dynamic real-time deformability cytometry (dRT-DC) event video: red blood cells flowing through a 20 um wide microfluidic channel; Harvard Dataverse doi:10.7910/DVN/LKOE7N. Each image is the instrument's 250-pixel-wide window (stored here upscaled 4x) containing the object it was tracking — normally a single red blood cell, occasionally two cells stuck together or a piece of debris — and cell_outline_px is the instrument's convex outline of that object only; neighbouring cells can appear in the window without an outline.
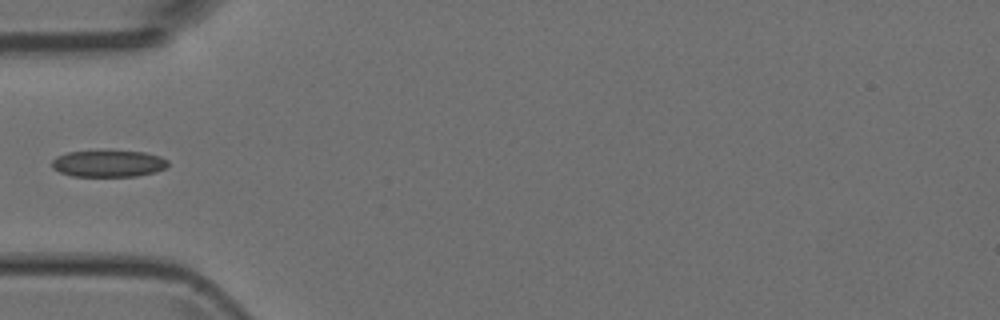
{"species": "Egyptian fruit bat (a non-hibernating species)", "species_latin": "Rousettus aegyptiacus", "temperature_condition": "room temperature", "stored_images_in_passage": 6, "camera_frame_rate_fps": 3000, "um_per_image_px": 0.085, "animal": {"sex": "female"}, "frame": {"image": 1, "passage_image": 5, "time_ms": 4.667, "image_size_px": [1000, 320], "cell_outline_px": [[168, 164], [164, 168], [156, 172], [136, 176], [72, 176], [60, 172], [52, 168], [52, 160], [56, 156], [68, 152], [144, 152], [160, 156], [168, 160]], "centroid_in_image_um": [9.21, 13.92], "position_along_channel_um": 75.8, "area_um2": 17.74}}
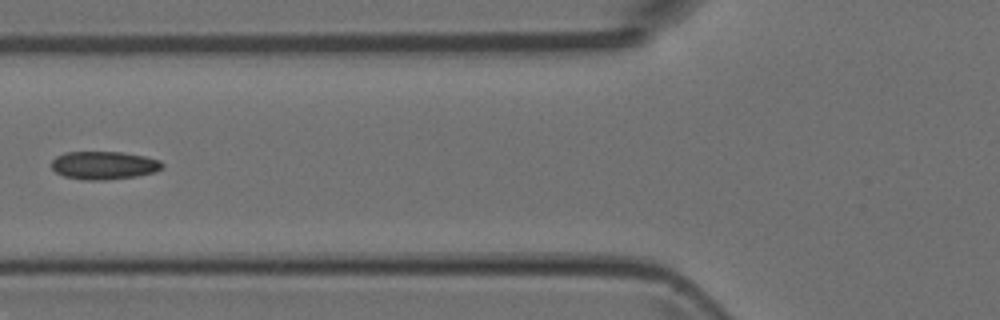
{"frame": {"image": 2, "passage_image": 6, "time_ms": 5.667, "image_size_px": [1000, 320], "cell_outline_px": [[164, 168], [152, 172], [136, 176], [108, 180], [84, 180], [64, 176], [56, 172], [52, 168], [52, 160], [56, 156], [64, 152], [124, 152], [144, 156], [160, 160], [164, 164]], "centroid_in_image_um": [8.84, 14.05], "position_along_channel_um": 117.0, "area_um2": 18.21}}